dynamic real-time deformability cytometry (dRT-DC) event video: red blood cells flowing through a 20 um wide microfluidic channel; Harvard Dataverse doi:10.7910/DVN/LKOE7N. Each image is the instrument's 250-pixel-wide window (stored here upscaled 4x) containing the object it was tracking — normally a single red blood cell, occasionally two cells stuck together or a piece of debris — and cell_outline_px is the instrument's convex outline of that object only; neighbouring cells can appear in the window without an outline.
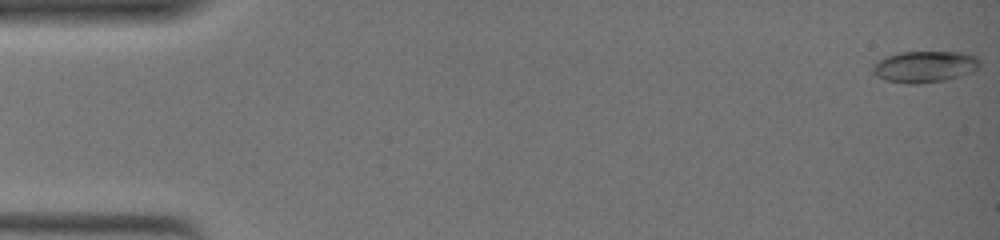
{"species": "common noctule bat (a hibernating species)", "species_latin": "Nyctalus noctula", "temperature_condition": "warm", "stored_images_in_passage": 79, "camera_frame_rate_fps": 3000, "um_per_image_px": 0.085, "animal": {"sex": "female", "body_mass_g": 19.0, "forearm_length_mm": 51.5}, "frame": {"image": 1, "passage_image": 1, "time_ms": 0.0, "image_size_px": [1000, 240], "cell_outline_px": [[980, 64], [972, 72], [944, 80], [920, 84], [908, 84], [884, 80], [876, 76], [872, 72], [872, 64], [888, 56], [900, 52], [968, 52], [976, 56], [980, 60]], "centroid_in_image_um": [78.59, 5.67], "position_along_channel_um": 6.4, "area_um2": 19.71}}
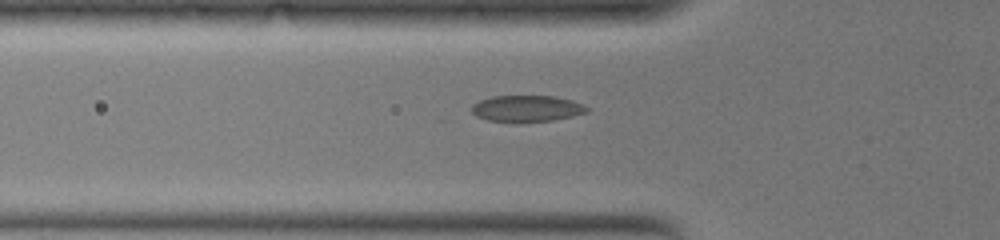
{"frame": {"image": 2, "passage_image": 47, "time_ms": 8.667, "image_size_px": [1000, 240], "cell_outline_px": [[588, 112], [572, 116], [552, 120], [488, 120], [476, 116], [472, 112], [472, 104], [480, 100], [492, 96], [556, 96], [572, 100], [584, 104], [588, 108]], "centroid_in_image_um": [44.8, 9.19], "position_along_channel_um": 81.0, "area_um2": 17.22}}
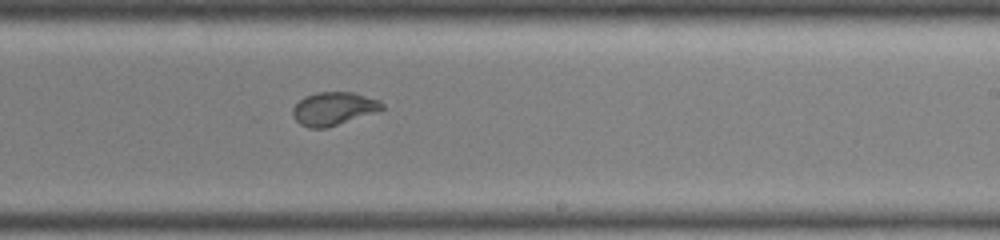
{"frame": {"image": 3, "passage_image": 79, "time_ms": 15.333, "image_size_px": [1000, 240], "cell_outline_px": [[384, 108], [328, 128], [308, 128], [300, 124], [292, 116], [292, 108], [304, 96], [316, 92], [352, 92], [380, 100], [384, 104]], "centroid_in_image_um": [28.31, 9.23], "position_along_channel_um": 260.7, "area_um2": 17.17}}